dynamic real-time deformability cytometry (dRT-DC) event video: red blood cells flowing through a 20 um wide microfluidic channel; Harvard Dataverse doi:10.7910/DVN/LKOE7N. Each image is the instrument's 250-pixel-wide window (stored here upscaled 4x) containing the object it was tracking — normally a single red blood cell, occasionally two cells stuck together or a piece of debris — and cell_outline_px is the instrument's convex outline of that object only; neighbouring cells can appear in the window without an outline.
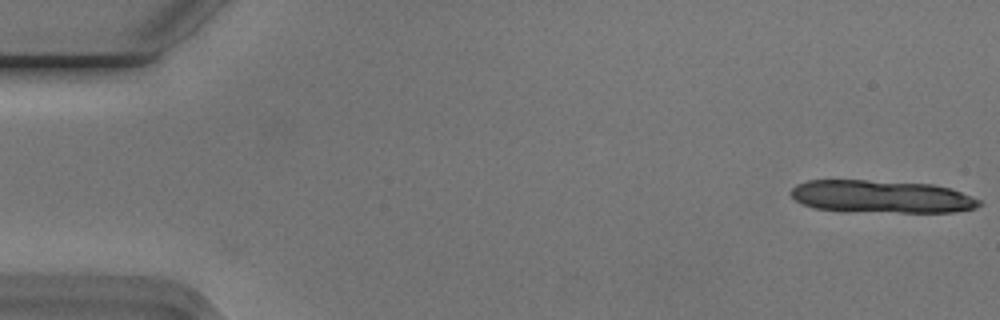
{"species": "Egyptian fruit bat (a non-hibernating species)", "species_latin": "Rousettus aegyptiacus", "temperature_condition": "cold", "stored_images_in_passage": 12, "camera_frame_rate_fps": 3000, "um_per_image_px": 0.085, "animal": {"sex": "male"}, "frame": {"image": 1, "passage_image": 1, "time_ms": 0.0, "image_size_px": [1000, 320], "cell_outline_px": [[984, 204], [976, 208], [952, 212], [900, 212], [816, 208], [804, 204], [796, 200], [788, 192], [796, 184], [808, 180], [868, 180], [932, 184], [948, 188], [972, 196], [980, 200]], "centroid_in_image_um": [74.96, 16.69], "position_along_channel_um": 10.0, "area_um2": 35.37}}